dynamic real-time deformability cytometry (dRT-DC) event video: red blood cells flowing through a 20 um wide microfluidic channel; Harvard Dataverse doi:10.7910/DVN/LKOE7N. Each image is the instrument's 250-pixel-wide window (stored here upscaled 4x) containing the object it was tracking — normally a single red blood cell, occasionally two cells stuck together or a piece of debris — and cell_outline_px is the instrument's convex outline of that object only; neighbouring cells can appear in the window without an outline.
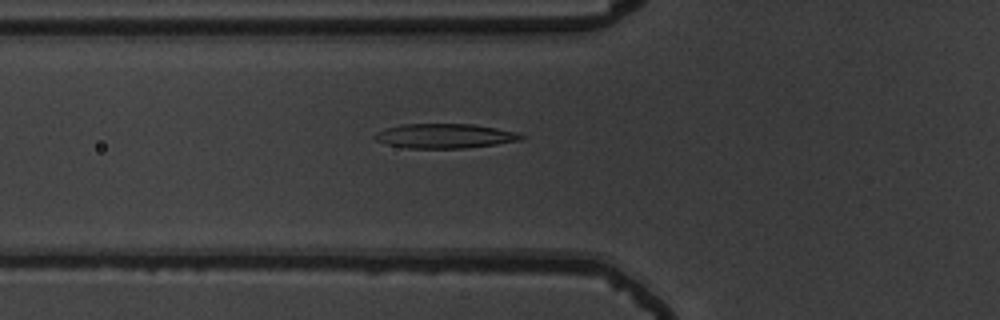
{"species": "common noctule bat (a hibernating species)", "species_latin": "Nyctalus noctula", "temperature_condition": "warm", "stored_images_in_passage": 39, "camera_frame_rate_fps": 3000, "um_per_image_px": 0.085, "animal": {"sex": "male", "body_mass_g": 19.5, "forearm_length_mm": 54.6}, "frame": {"image": 1, "passage_image": 5, "time_ms": 1.333, "image_size_px": [1000, 320], "cell_outline_px": [[528, 136], [524, 140], [496, 144], [464, 148], [408, 148], [388, 144], [376, 140], [372, 136], [376, 132], [384, 128], [400, 124], [472, 124], [520, 132]], "centroid_in_image_um": [37.86, 11.55], "position_along_channel_um": 87.9, "area_um2": 21.15}}
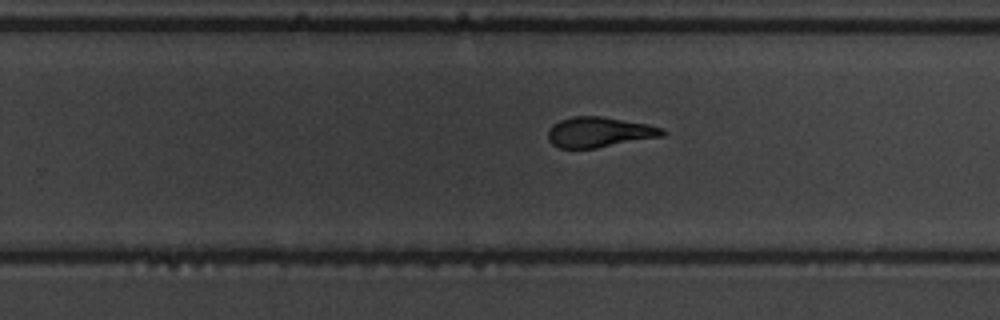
{"frame": {"image": 2, "passage_image": 20, "time_ms": 6.333, "image_size_px": [1000, 320], "cell_outline_px": [[668, 132], [664, 136], [596, 148], [560, 148], [552, 144], [548, 140], [548, 128], [552, 124], [560, 120], [572, 116], [600, 116], [648, 124], [664, 128]], "centroid_in_image_um": [50.95, 11.23], "position_along_channel_um": 278.9, "area_um2": 20.35}}
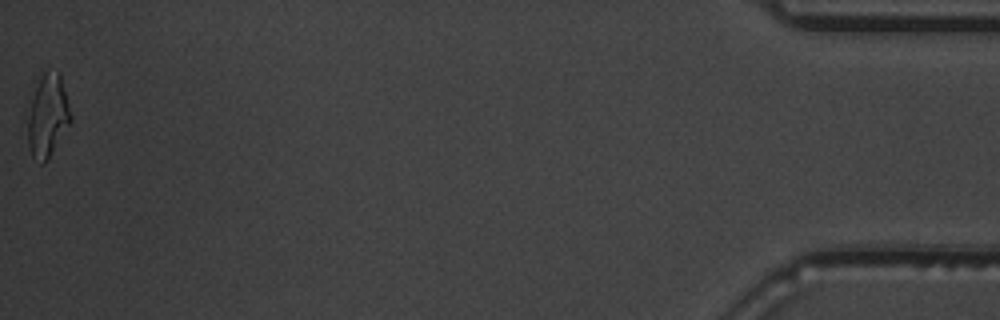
{"frame": {"image": 3, "passage_image": 39, "time_ms": 12.667, "image_size_px": [1000, 320], "cell_outline_px": [[72, 120], [44, 164], [40, 164], [32, 156], [28, 144], [28, 116], [32, 100], [40, 76], [48, 68], [60, 72], [72, 116]], "centroid_in_image_um": [4.07, 9.82], "position_along_channel_um": 431.1, "area_um2": 20.46}, "authors_computed_cell_mechanics": {"area_um2": 20.519, "velocity_mm_per_s": 3.8151, "shape_relaxation_time_tau1_ms": 6.1058, "shape_relaxation_time_tau2_ms": 1.8104, "deformation_change_tau1": 0.2202, "deformation_change_tau2": 0.0976}}